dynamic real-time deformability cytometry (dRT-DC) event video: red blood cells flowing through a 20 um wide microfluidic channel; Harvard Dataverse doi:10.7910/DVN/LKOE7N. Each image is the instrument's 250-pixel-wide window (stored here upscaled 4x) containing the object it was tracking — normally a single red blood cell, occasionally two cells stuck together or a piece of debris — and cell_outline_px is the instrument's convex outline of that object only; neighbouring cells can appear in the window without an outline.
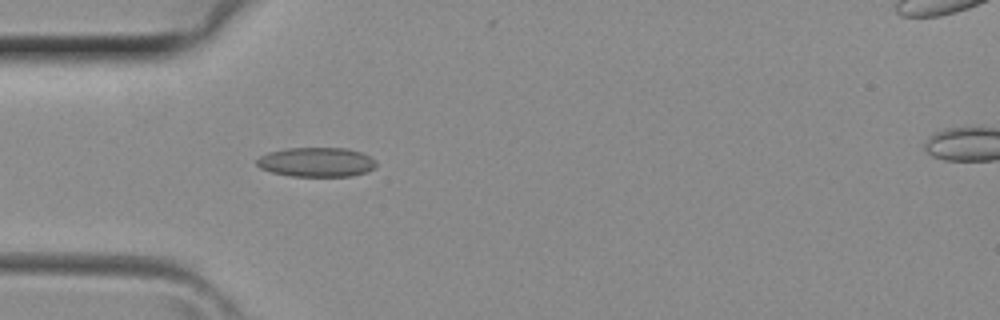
{"species": "common noctule bat (a hibernating species)", "species_latin": "Nyctalus noctula", "temperature_condition": "room temperature", "stored_images_in_passage": 5, "camera_frame_rate_fps": 3000, "um_per_image_px": 0.085, "animal": {"sex": "female", "body_mass_g": 29.2, "forearm_length_mm": 56.3}, "frame": {"image": 1, "passage_image": 4, "time_ms": 1.0, "image_size_px": [1000, 320], "cell_outline_px": [[376, 168], [368, 172], [352, 176], [292, 176], [272, 172], [260, 168], [256, 164], [256, 160], [260, 156], [268, 152], [288, 148], [344, 148], [360, 152], [376, 160]], "centroid_in_image_um": [26.91, 13.78], "position_along_channel_um": 58.1, "area_um2": 20.52}}